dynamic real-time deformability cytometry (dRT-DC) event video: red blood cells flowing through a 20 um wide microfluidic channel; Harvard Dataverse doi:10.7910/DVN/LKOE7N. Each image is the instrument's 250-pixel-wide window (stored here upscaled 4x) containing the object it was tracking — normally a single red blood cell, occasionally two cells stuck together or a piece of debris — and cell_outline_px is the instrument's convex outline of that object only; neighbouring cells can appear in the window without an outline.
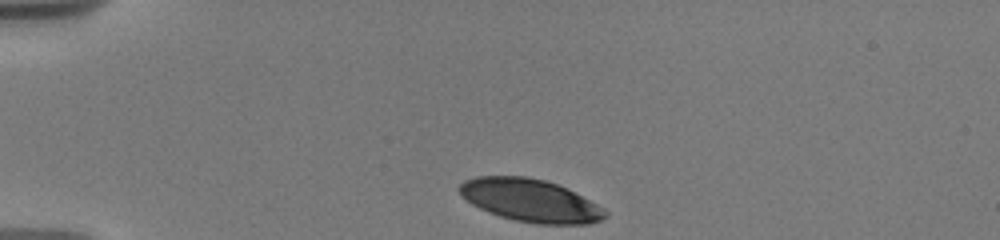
{"species": "human", "species_latin": "Homo sapiens", "temperature_condition": "warm", "stored_images_in_passage": 13, "camera_frame_rate_fps": 3000, "um_per_image_px": 0.085, "donor": {"sex": "male"}, "frame": {"image": 1, "passage_image": 1, "time_ms": 0.0, "image_size_px": [1000, 240], "cell_outline_px": [[608, 216], [600, 220], [588, 224], [536, 224], [516, 220], [500, 216], [488, 212], [472, 204], [456, 188], [464, 180], [476, 176], [524, 176], [544, 180], [568, 188], [596, 204], [608, 212]], "centroid_in_image_um": [45.08, 17.03], "position_along_channel_um": 39.9, "area_um2": 36.13}}
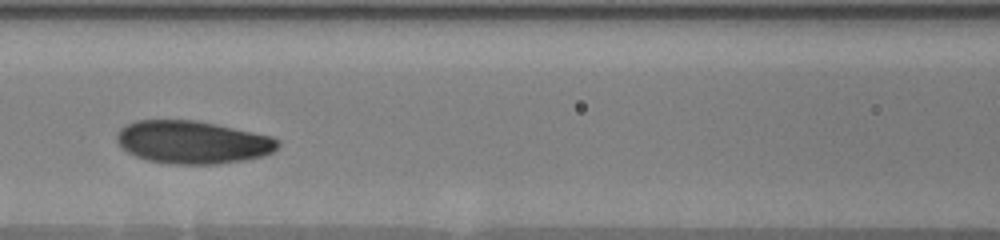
{"frame": {"image": 2, "passage_image": 8, "time_ms": 4.333, "image_size_px": [1000, 240], "cell_outline_px": [[280, 144], [272, 152], [264, 156], [244, 160], [216, 164], [172, 164], [148, 160], [136, 156], [128, 152], [116, 140], [116, 136], [120, 128], [136, 120], [196, 120], [216, 124], [272, 136], [280, 140]], "centroid_in_image_um": [16.39, 12.08], "position_along_channel_um": 150.2, "area_um2": 40.17}}
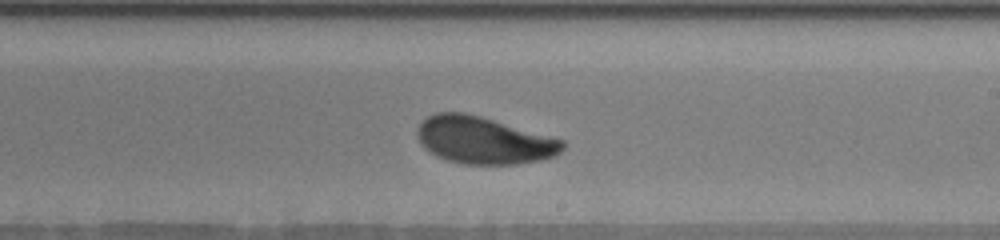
{"frame": {"image": 3, "passage_image": 13, "time_ms": 7.0, "image_size_px": [1000, 240], "cell_outline_px": [[564, 148], [556, 156], [540, 160], [516, 164], [464, 164], [448, 160], [436, 156], [424, 148], [420, 144], [416, 136], [416, 128], [428, 116], [436, 112], [464, 112], [480, 116], [564, 140]], "centroid_in_image_um": [41.09, 11.93], "position_along_channel_um": 247.9, "area_um2": 39.94}}